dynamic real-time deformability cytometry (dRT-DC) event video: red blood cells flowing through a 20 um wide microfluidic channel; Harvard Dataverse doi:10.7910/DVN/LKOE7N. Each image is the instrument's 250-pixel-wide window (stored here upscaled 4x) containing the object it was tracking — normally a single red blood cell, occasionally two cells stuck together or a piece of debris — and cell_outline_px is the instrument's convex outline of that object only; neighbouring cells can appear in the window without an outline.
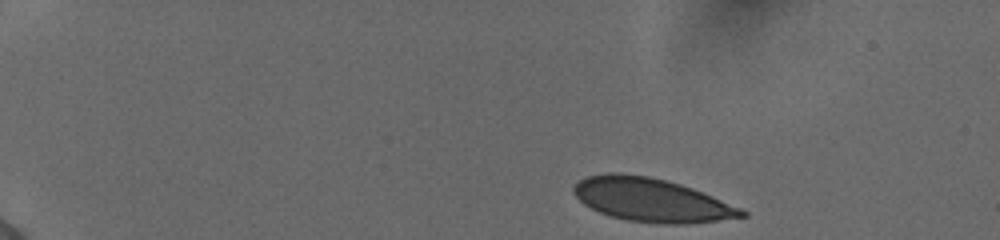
{"species": "human", "species_latin": "Homo sapiens", "temperature_condition": "cold", "stored_images_in_passage": 46, "camera_frame_rate_fps": 3000, "um_per_image_px": 0.085, "donor": {"sex": "female"}, "frame": {"image": 1, "passage_image": 1, "time_ms": 0.0, "image_size_px": [1000, 240], "cell_outline_px": [[748, 216], [684, 224], [664, 224], [624, 220], [600, 212], [584, 204], [572, 192], [572, 188], [584, 176], [608, 172], [620, 172], [648, 176], [680, 184], [692, 188], [712, 196], [740, 208], [748, 212]], "centroid_in_image_um": [55.33, 16.98], "position_along_channel_um": 29.7, "area_um2": 42.37}}
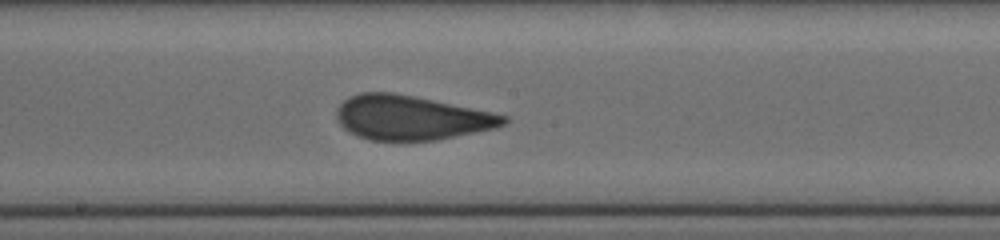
{"frame": {"image": 2, "passage_image": 24, "time_ms": 7.667, "image_size_px": [1000, 240], "cell_outline_px": [[508, 120], [504, 124], [496, 128], [436, 140], [372, 140], [348, 132], [336, 120], [336, 108], [344, 100], [360, 92], [392, 92], [492, 112], [508, 116]], "centroid_in_image_um": [34.93, 10.0], "position_along_channel_um": 213.3, "area_um2": 42.89}}
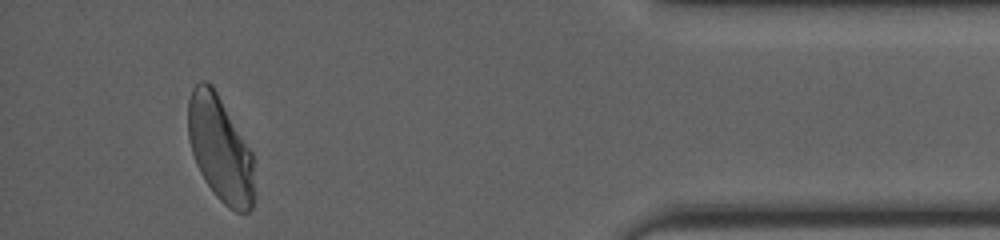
{"frame": {"image": 3, "passage_image": 43, "time_ms": 14.0, "image_size_px": [1000, 240], "cell_outline_px": [[256, 196], [252, 208], [248, 212], [236, 212], [228, 208], [216, 196], [204, 180], [196, 164], [192, 152], [188, 136], [188, 100], [192, 88], [200, 80], [208, 80], [212, 84], [252, 152]], "centroid_in_image_um": [18.73, 12.68], "position_along_channel_um": 416.5, "area_um2": 41.21}, "authors_computed_cell_mechanics": {"area_um2": 43.1477, "velocity_mm_per_s": 3.8664, "shape_relaxation_time_tau1_ms": 6.5265, "shape_relaxation_time_tau2_ms": null, "deformation_change_tau1": 0.1467, "deformation_change_tau2": null}}